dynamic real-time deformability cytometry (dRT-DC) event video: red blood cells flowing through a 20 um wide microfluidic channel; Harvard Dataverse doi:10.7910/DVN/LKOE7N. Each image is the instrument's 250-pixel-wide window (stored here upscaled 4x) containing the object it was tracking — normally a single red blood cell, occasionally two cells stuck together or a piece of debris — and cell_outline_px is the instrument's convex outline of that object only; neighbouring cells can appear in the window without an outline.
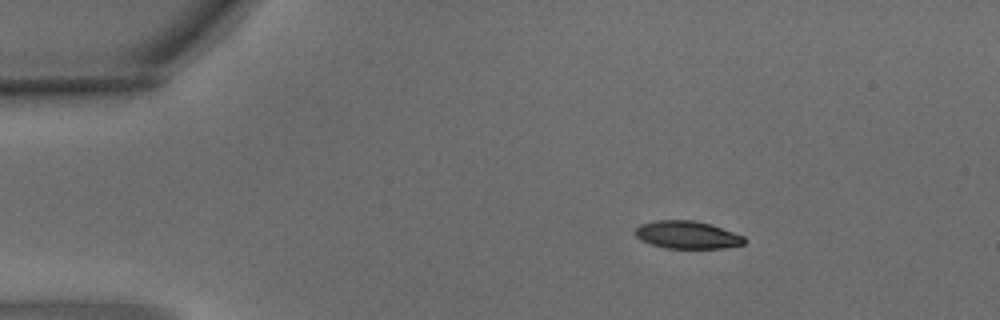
{"species": "common noctule bat (a hibernating species)", "species_latin": "Nyctalus noctula", "temperature_condition": "warm", "stored_images_in_passage": 3, "camera_frame_rate_fps": 3000, "um_per_image_px": 0.085, "animal": {"sex": "male", "body_mass_g": 15.6}, "frame": {"image": 1, "passage_image": 1, "time_ms": 0.0, "image_size_px": [1000, 320], "cell_outline_px": [[748, 240], [744, 244], [724, 248], [664, 248], [640, 240], [636, 236], [636, 228], [640, 224], [656, 220], [692, 220], [708, 224], [744, 236]], "centroid_in_image_um": [58.41, 19.97], "position_along_channel_um": 26.6, "area_um2": 17.46}}